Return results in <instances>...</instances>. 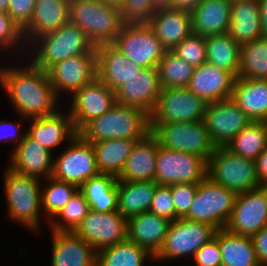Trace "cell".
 Wrapping results in <instances>:
<instances>
[{
	"label": "cell",
	"mask_w": 267,
	"mask_h": 266,
	"mask_svg": "<svg viewBox=\"0 0 267 266\" xmlns=\"http://www.w3.org/2000/svg\"><path fill=\"white\" fill-rule=\"evenodd\" d=\"M30 64V65H29ZM0 68V85L8 95L13 108L25 119L54 114L59 108L58 97L49 81L47 71L32 62L27 67Z\"/></svg>",
	"instance_id": "cell-1"
},
{
	"label": "cell",
	"mask_w": 267,
	"mask_h": 266,
	"mask_svg": "<svg viewBox=\"0 0 267 266\" xmlns=\"http://www.w3.org/2000/svg\"><path fill=\"white\" fill-rule=\"evenodd\" d=\"M150 133L149 115L143 110L116 103L89 121L78 134L89 143L113 139L140 141Z\"/></svg>",
	"instance_id": "cell-2"
},
{
	"label": "cell",
	"mask_w": 267,
	"mask_h": 266,
	"mask_svg": "<svg viewBox=\"0 0 267 266\" xmlns=\"http://www.w3.org/2000/svg\"><path fill=\"white\" fill-rule=\"evenodd\" d=\"M27 49L28 52H32V55L34 54L28 62H32L44 71L55 63L70 57L96 54L95 45L88 39L85 32L72 22L38 36Z\"/></svg>",
	"instance_id": "cell-3"
},
{
	"label": "cell",
	"mask_w": 267,
	"mask_h": 266,
	"mask_svg": "<svg viewBox=\"0 0 267 266\" xmlns=\"http://www.w3.org/2000/svg\"><path fill=\"white\" fill-rule=\"evenodd\" d=\"M69 22L79 26L95 47L112 43L125 25L119 6L104 0H70Z\"/></svg>",
	"instance_id": "cell-4"
},
{
	"label": "cell",
	"mask_w": 267,
	"mask_h": 266,
	"mask_svg": "<svg viewBox=\"0 0 267 266\" xmlns=\"http://www.w3.org/2000/svg\"><path fill=\"white\" fill-rule=\"evenodd\" d=\"M4 171L3 184L8 217L37 233L42 218L40 179L18 174L8 167Z\"/></svg>",
	"instance_id": "cell-5"
},
{
	"label": "cell",
	"mask_w": 267,
	"mask_h": 266,
	"mask_svg": "<svg viewBox=\"0 0 267 266\" xmlns=\"http://www.w3.org/2000/svg\"><path fill=\"white\" fill-rule=\"evenodd\" d=\"M150 132L161 146L175 151L196 154L208 161L217 146L202 121L149 123Z\"/></svg>",
	"instance_id": "cell-6"
},
{
	"label": "cell",
	"mask_w": 267,
	"mask_h": 266,
	"mask_svg": "<svg viewBox=\"0 0 267 266\" xmlns=\"http://www.w3.org/2000/svg\"><path fill=\"white\" fill-rule=\"evenodd\" d=\"M207 177L237 194L261 186L254 160L233 154L225 147H217L208 159Z\"/></svg>",
	"instance_id": "cell-7"
},
{
	"label": "cell",
	"mask_w": 267,
	"mask_h": 266,
	"mask_svg": "<svg viewBox=\"0 0 267 266\" xmlns=\"http://www.w3.org/2000/svg\"><path fill=\"white\" fill-rule=\"evenodd\" d=\"M237 193L213 183L208 177L197 184L194 201L184 219L225 228L233 210Z\"/></svg>",
	"instance_id": "cell-8"
},
{
	"label": "cell",
	"mask_w": 267,
	"mask_h": 266,
	"mask_svg": "<svg viewBox=\"0 0 267 266\" xmlns=\"http://www.w3.org/2000/svg\"><path fill=\"white\" fill-rule=\"evenodd\" d=\"M217 229L210 224L178 218L169 225L164 244L155 261L175 260L195 252L215 237Z\"/></svg>",
	"instance_id": "cell-9"
},
{
	"label": "cell",
	"mask_w": 267,
	"mask_h": 266,
	"mask_svg": "<svg viewBox=\"0 0 267 266\" xmlns=\"http://www.w3.org/2000/svg\"><path fill=\"white\" fill-rule=\"evenodd\" d=\"M111 44L142 68L157 67L167 51L147 23L125 24Z\"/></svg>",
	"instance_id": "cell-10"
},
{
	"label": "cell",
	"mask_w": 267,
	"mask_h": 266,
	"mask_svg": "<svg viewBox=\"0 0 267 266\" xmlns=\"http://www.w3.org/2000/svg\"><path fill=\"white\" fill-rule=\"evenodd\" d=\"M206 177L207 161L202 157L165 148L159 144L154 174V182L157 185L198 184Z\"/></svg>",
	"instance_id": "cell-11"
},
{
	"label": "cell",
	"mask_w": 267,
	"mask_h": 266,
	"mask_svg": "<svg viewBox=\"0 0 267 266\" xmlns=\"http://www.w3.org/2000/svg\"><path fill=\"white\" fill-rule=\"evenodd\" d=\"M67 148L53 159L52 178L76 185L78 188L88 179L99 174L92 143L79 134L70 140Z\"/></svg>",
	"instance_id": "cell-12"
},
{
	"label": "cell",
	"mask_w": 267,
	"mask_h": 266,
	"mask_svg": "<svg viewBox=\"0 0 267 266\" xmlns=\"http://www.w3.org/2000/svg\"><path fill=\"white\" fill-rule=\"evenodd\" d=\"M206 106L207 103L187 87L161 89L149 123L202 121Z\"/></svg>",
	"instance_id": "cell-13"
},
{
	"label": "cell",
	"mask_w": 267,
	"mask_h": 266,
	"mask_svg": "<svg viewBox=\"0 0 267 266\" xmlns=\"http://www.w3.org/2000/svg\"><path fill=\"white\" fill-rule=\"evenodd\" d=\"M128 67V78L115 91L116 102L137 107L150 115L156 107L161 91L158 68H142L133 62Z\"/></svg>",
	"instance_id": "cell-14"
},
{
	"label": "cell",
	"mask_w": 267,
	"mask_h": 266,
	"mask_svg": "<svg viewBox=\"0 0 267 266\" xmlns=\"http://www.w3.org/2000/svg\"><path fill=\"white\" fill-rule=\"evenodd\" d=\"M267 226V186L237 194L230 218L229 232L252 237Z\"/></svg>",
	"instance_id": "cell-15"
},
{
	"label": "cell",
	"mask_w": 267,
	"mask_h": 266,
	"mask_svg": "<svg viewBox=\"0 0 267 266\" xmlns=\"http://www.w3.org/2000/svg\"><path fill=\"white\" fill-rule=\"evenodd\" d=\"M203 122L213 143L224 147L252 120L229 98L207 104Z\"/></svg>",
	"instance_id": "cell-16"
},
{
	"label": "cell",
	"mask_w": 267,
	"mask_h": 266,
	"mask_svg": "<svg viewBox=\"0 0 267 266\" xmlns=\"http://www.w3.org/2000/svg\"><path fill=\"white\" fill-rule=\"evenodd\" d=\"M127 219L118 211L88 212L74 232L96 251L127 240Z\"/></svg>",
	"instance_id": "cell-17"
},
{
	"label": "cell",
	"mask_w": 267,
	"mask_h": 266,
	"mask_svg": "<svg viewBox=\"0 0 267 266\" xmlns=\"http://www.w3.org/2000/svg\"><path fill=\"white\" fill-rule=\"evenodd\" d=\"M71 98L69 113L78 133L89 121L109 111L117 102L115 91L97 77L76 91Z\"/></svg>",
	"instance_id": "cell-18"
},
{
	"label": "cell",
	"mask_w": 267,
	"mask_h": 266,
	"mask_svg": "<svg viewBox=\"0 0 267 266\" xmlns=\"http://www.w3.org/2000/svg\"><path fill=\"white\" fill-rule=\"evenodd\" d=\"M56 96L70 97L97 77L96 54L77 55L55 63L47 70Z\"/></svg>",
	"instance_id": "cell-19"
},
{
	"label": "cell",
	"mask_w": 267,
	"mask_h": 266,
	"mask_svg": "<svg viewBox=\"0 0 267 266\" xmlns=\"http://www.w3.org/2000/svg\"><path fill=\"white\" fill-rule=\"evenodd\" d=\"M53 154L27 133L23 141L10 154L8 168L12 171L41 179L50 178L53 171ZM11 162V163H10ZM41 176V177H40Z\"/></svg>",
	"instance_id": "cell-20"
},
{
	"label": "cell",
	"mask_w": 267,
	"mask_h": 266,
	"mask_svg": "<svg viewBox=\"0 0 267 266\" xmlns=\"http://www.w3.org/2000/svg\"><path fill=\"white\" fill-rule=\"evenodd\" d=\"M235 79L231 73L205 62L194 68L187 88L210 104L231 98Z\"/></svg>",
	"instance_id": "cell-21"
},
{
	"label": "cell",
	"mask_w": 267,
	"mask_h": 266,
	"mask_svg": "<svg viewBox=\"0 0 267 266\" xmlns=\"http://www.w3.org/2000/svg\"><path fill=\"white\" fill-rule=\"evenodd\" d=\"M52 266H96L97 251L74 231H51Z\"/></svg>",
	"instance_id": "cell-22"
},
{
	"label": "cell",
	"mask_w": 267,
	"mask_h": 266,
	"mask_svg": "<svg viewBox=\"0 0 267 266\" xmlns=\"http://www.w3.org/2000/svg\"><path fill=\"white\" fill-rule=\"evenodd\" d=\"M170 223L156 214L140 213L127 220V239L155 257L164 244Z\"/></svg>",
	"instance_id": "cell-23"
},
{
	"label": "cell",
	"mask_w": 267,
	"mask_h": 266,
	"mask_svg": "<svg viewBox=\"0 0 267 266\" xmlns=\"http://www.w3.org/2000/svg\"><path fill=\"white\" fill-rule=\"evenodd\" d=\"M30 120L31 126L26 133L51 153L62 142L66 140L69 142L78 134L74 129L70 113L64 115L60 109L52 115Z\"/></svg>",
	"instance_id": "cell-24"
},
{
	"label": "cell",
	"mask_w": 267,
	"mask_h": 266,
	"mask_svg": "<svg viewBox=\"0 0 267 266\" xmlns=\"http://www.w3.org/2000/svg\"><path fill=\"white\" fill-rule=\"evenodd\" d=\"M70 0H36L33 16L22 29L29 45L38 36L59 29L69 22Z\"/></svg>",
	"instance_id": "cell-25"
},
{
	"label": "cell",
	"mask_w": 267,
	"mask_h": 266,
	"mask_svg": "<svg viewBox=\"0 0 267 266\" xmlns=\"http://www.w3.org/2000/svg\"><path fill=\"white\" fill-rule=\"evenodd\" d=\"M158 149V139L151 132L137 141L117 180L154 181Z\"/></svg>",
	"instance_id": "cell-26"
},
{
	"label": "cell",
	"mask_w": 267,
	"mask_h": 266,
	"mask_svg": "<svg viewBox=\"0 0 267 266\" xmlns=\"http://www.w3.org/2000/svg\"><path fill=\"white\" fill-rule=\"evenodd\" d=\"M167 51L192 34L191 13L175 10H157L147 23Z\"/></svg>",
	"instance_id": "cell-27"
},
{
	"label": "cell",
	"mask_w": 267,
	"mask_h": 266,
	"mask_svg": "<svg viewBox=\"0 0 267 266\" xmlns=\"http://www.w3.org/2000/svg\"><path fill=\"white\" fill-rule=\"evenodd\" d=\"M230 0H204L191 13L192 34L208 37L228 33L231 21Z\"/></svg>",
	"instance_id": "cell-28"
},
{
	"label": "cell",
	"mask_w": 267,
	"mask_h": 266,
	"mask_svg": "<svg viewBox=\"0 0 267 266\" xmlns=\"http://www.w3.org/2000/svg\"><path fill=\"white\" fill-rule=\"evenodd\" d=\"M231 99L252 121L267 120V80L237 77Z\"/></svg>",
	"instance_id": "cell-29"
},
{
	"label": "cell",
	"mask_w": 267,
	"mask_h": 266,
	"mask_svg": "<svg viewBox=\"0 0 267 266\" xmlns=\"http://www.w3.org/2000/svg\"><path fill=\"white\" fill-rule=\"evenodd\" d=\"M228 34L239 46L262 37L258 0L232 2Z\"/></svg>",
	"instance_id": "cell-30"
},
{
	"label": "cell",
	"mask_w": 267,
	"mask_h": 266,
	"mask_svg": "<svg viewBox=\"0 0 267 266\" xmlns=\"http://www.w3.org/2000/svg\"><path fill=\"white\" fill-rule=\"evenodd\" d=\"M131 63L111 43L96 46L97 78L112 91H116L126 81Z\"/></svg>",
	"instance_id": "cell-31"
},
{
	"label": "cell",
	"mask_w": 267,
	"mask_h": 266,
	"mask_svg": "<svg viewBox=\"0 0 267 266\" xmlns=\"http://www.w3.org/2000/svg\"><path fill=\"white\" fill-rule=\"evenodd\" d=\"M157 184L154 181H117L118 209L127 220L149 212Z\"/></svg>",
	"instance_id": "cell-32"
},
{
	"label": "cell",
	"mask_w": 267,
	"mask_h": 266,
	"mask_svg": "<svg viewBox=\"0 0 267 266\" xmlns=\"http://www.w3.org/2000/svg\"><path fill=\"white\" fill-rule=\"evenodd\" d=\"M117 177L111 174H102L85 181L79 190L83 193L90 209L105 213L118 209Z\"/></svg>",
	"instance_id": "cell-33"
},
{
	"label": "cell",
	"mask_w": 267,
	"mask_h": 266,
	"mask_svg": "<svg viewBox=\"0 0 267 266\" xmlns=\"http://www.w3.org/2000/svg\"><path fill=\"white\" fill-rule=\"evenodd\" d=\"M222 266H261L251 237L218 230Z\"/></svg>",
	"instance_id": "cell-34"
},
{
	"label": "cell",
	"mask_w": 267,
	"mask_h": 266,
	"mask_svg": "<svg viewBox=\"0 0 267 266\" xmlns=\"http://www.w3.org/2000/svg\"><path fill=\"white\" fill-rule=\"evenodd\" d=\"M136 142L129 139H113L92 143L98 172L118 177Z\"/></svg>",
	"instance_id": "cell-35"
},
{
	"label": "cell",
	"mask_w": 267,
	"mask_h": 266,
	"mask_svg": "<svg viewBox=\"0 0 267 266\" xmlns=\"http://www.w3.org/2000/svg\"><path fill=\"white\" fill-rule=\"evenodd\" d=\"M207 62L231 73L235 78L239 72L240 46L228 33L205 37Z\"/></svg>",
	"instance_id": "cell-36"
},
{
	"label": "cell",
	"mask_w": 267,
	"mask_h": 266,
	"mask_svg": "<svg viewBox=\"0 0 267 266\" xmlns=\"http://www.w3.org/2000/svg\"><path fill=\"white\" fill-rule=\"evenodd\" d=\"M152 256L145 248L128 239L97 251L96 266H143Z\"/></svg>",
	"instance_id": "cell-37"
},
{
	"label": "cell",
	"mask_w": 267,
	"mask_h": 266,
	"mask_svg": "<svg viewBox=\"0 0 267 266\" xmlns=\"http://www.w3.org/2000/svg\"><path fill=\"white\" fill-rule=\"evenodd\" d=\"M238 77L267 80V37L240 46Z\"/></svg>",
	"instance_id": "cell-38"
},
{
	"label": "cell",
	"mask_w": 267,
	"mask_h": 266,
	"mask_svg": "<svg viewBox=\"0 0 267 266\" xmlns=\"http://www.w3.org/2000/svg\"><path fill=\"white\" fill-rule=\"evenodd\" d=\"M224 147L233 154L255 160L267 147L265 122L252 121Z\"/></svg>",
	"instance_id": "cell-39"
},
{
	"label": "cell",
	"mask_w": 267,
	"mask_h": 266,
	"mask_svg": "<svg viewBox=\"0 0 267 266\" xmlns=\"http://www.w3.org/2000/svg\"><path fill=\"white\" fill-rule=\"evenodd\" d=\"M158 76L161 89L188 87L194 67L172 51H166L158 63Z\"/></svg>",
	"instance_id": "cell-40"
},
{
	"label": "cell",
	"mask_w": 267,
	"mask_h": 266,
	"mask_svg": "<svg viewBox=\"0 0 267 266\" xmlns=\"http://www.w3.org/2000/svg\"><path fill=\"white\" fill-rule=\"evenodd\" d=\"M89 211L90 206L78 189L65 206L49 220L51 231H74Z\"/></svg>",
	"instance_id": "cell-41"
},
{
	"label": "cell",
	"mask_w": 267,
	"mask_h": 266,
	"mask_svg": "<svg viewBox=\"0 0 267 266\" xmlns=\"http://www.w3.org/2000/svg\"><path fill=\"white\" fill-rule=\"evenodd\" d=\"M42 187V209L46 218L52 219L79 189L76 185L56 180L52 177L45 179Z\"/></svg>",
	"instance_id": "cell-42"
},
{
	"label": "cell",
	"mask_w": 267,
	"mask_h": 266,
	"mask_svg": "<svg viewBox=\"0 0 267 266\" xmlns=\"http://www.w3.org/2000/svg\"><path fill=\"white\" fill-rule=\"evenodd\" d=\"M172 52L194 68L207 62L206 39L203 36L191 34L177 44Z\"/></svg>",
	"instance_id": "cell-43"
},
{
	"label": "cell",
	"mask_w": 267,
	"mask_h": 266,
	"mask_svg": "<svg viewBox=\"0 0 267 266\" xmlns=\"http://www.w3.org/2000/svg\"><path fill=\"white\" fill-rule=\"evenodd\" d=\"M118 6L125 24L148 23L157 12L152 0H122Z\"/></svg>",
	"instance_id": "cell-44"
},
{
	"label": "cell",
	"mask_w": 267,
	"mask_h": 266,
	"mask_svg": "<svg viewBox=\"0 0 267 266\" xmlns=\"http://www.w3.org/2000/svg\"><path fill=\"white\" fill-rule=\"evenodd\" d=\"M15 47H19L17 48L19 51L25 47V50L28 51V49H26L28 45L25 42L21 27L7 12L0 11V48L9 51Z\"/></svg>",
	"instance_id": "cell-45"
},
{
	"label": "cell",
	"mask_w": 267,
	"mask_h": 266,
	"mask_svg": "<svg viewBox=\"0 0 267 266\" xmlns=\"http://www.w3.org/2000/svg\"><path fill=\"white\" fill-rule=\"evenodd\" d=\"M169 186L175 207V220L184 218L188 214L194 201L197 184L176 183Z\"/></svg>",
	"instance_id": "cell-46"
},
{
	"label": "cell",
	"mask_w": 267,
	"mask_h": 266,
	"mask_svg": "<svg viewBox=\"0 0 267 266\" xmlns=\"http://www.w3.org/2000/svg\"><path fill=\"white\" fill-rule=\"evenodd\" d=\"M149 212L171 222L175 220V207L170 186L157 185Z\"/></svg>",
	"instance_id": "cell-47"
},
{
	"label": "cell",
	"mask_w": 267,
	"mask_h": 266,
	"mask_svg": "<svg viewBox=\"0 0 267 266\" xmlns=\"http://www.w3.org/2000/svg\"><path fill=\"white\" fill-rule=\"evenodd\" d=\"M192 258L194 260V265L192 266H222L221 252L218 244V230L215 237L198 249Z\"/></svg>",
	"instance_id": "cell-48"
},
{
	"label": "cell",
	"mask_w": 267,
	"mask_h": 266,
	"mask_svg": "<svg viewBox=\"0 0 267 266\" xmlns=\"http://www.w3.org/2000/svg\"><path fill=\"white\" fill-rule=\"evenodd\" d=\"M36 0H10L8 15L23 29L33 16Z\"/></svg>",
	"instance_id": "cell-49"
},
{
	"label": "cell",
	"mask_w": 267,
	"mask_h": 266,
	"mask_svg": "<svg viewBox=\"0 0 267 266\" xmlns=\"http://www.w3.org/2000/svg\"><path fill=\"white\" fill-rule=\"evenodd\" d=\"M21 123L7 121V120H0V141L8 142L17 140L16 146H18L24 139L26 131L20 135V125ZM20 132V133H19Z\"/></svg>",
	"instance_id": "cell-50"
},
{
	"label": "cell",
	"mask_w": 267,
	"mask_h": 266,
	"mask_svg": "<svg viewBox=\"0 0 267 266\" xmlns=\"http://www.w3.org/2000/svg\"><path fill=\"white\" fill-rule=\"evenodd\" d=\"M258 261L261 266H267V226L251 237Z\"/></svg>",
	"instance_id": "cell-51"
},
{
	"label": "cell",
	"mask_w": 267,
	"mask_h": 266,
	"mask_svg": "<svg viewBox=\"0 0 267 266\" xmlns=\"http://www.w3.org/2000/svg\"><path fill=\"white\" fill-rule=\"evenodd\" d=\"M256 173L261 186H267V147L254 160Z\"/></svg>",
	"instance_id": "cell-52"
},
{
	"label": "cell",
	"mask_w": 267,
	"mask_h": 266,
	"mask_svg": "<svg viewBox=\"0 0 267 266\" xmlns=\"http://www.w3.org/2000/svg\"><path fill=\"white\" fill-rule=\"evenodd\" d=\"M204 0H174L173 9L192 13Z\"/></svg>",
	"instance_id": "cell-53"
},
{
	"label": "cell",
	"mask_w": 267,
	"mask_h": 266,
	"mask_svg": "<svg viewBox=\"0 0 267 266\" xmlns=\"http://www.w3.org/2000/svg\"><path fill=\"white\" fill-rule=\"evenodd\" d=\"M262 36L267 37V0H258Z\"/></svg>",
	"instance_id": "cell-54"
},
{
	"label": "cell",
	"mask_w": 267,
	"mask_h": 266,
	"mask_svg": "<svg viewBox=\"0 0 267 266\" xmlns=\"http://www.w3.org/2000/svg\"><path fill=\"white\" fill-rule=\"evenodd\" d=\"M174 0H152L156 10L172 9Z\"/></svg>",
	"instance_id": "cell-55"
},
{
	"label": "cell",
	"mask_w": 267,
	"mask_h": 266,
	"mask_svg": "<svg viewBox=\"0 0 267 266\" xmlns=\"http://www.w3.org/2000/svg\"><path fill=\"white\" fill-rule=\"evenodd\" d=\"M10 0H0V11L7 12Z\"/></svg>",
	"instance_id": "cell-56"
},
{
	"label": "cell",
	"mask_w": 267,
	"mask_h": 266,
	"mask_svg": "<svg viewBox=\"0 0 267 266\" xmlns=\"http://www.w3.org/2000/svg\"><path fill=\"white\" fill-rule=\"evenodd\" d=\"M104 1L118 5L122 0H104Z\"/></svg>",
	"instance_id": "cell-57"
}]
</instances>
